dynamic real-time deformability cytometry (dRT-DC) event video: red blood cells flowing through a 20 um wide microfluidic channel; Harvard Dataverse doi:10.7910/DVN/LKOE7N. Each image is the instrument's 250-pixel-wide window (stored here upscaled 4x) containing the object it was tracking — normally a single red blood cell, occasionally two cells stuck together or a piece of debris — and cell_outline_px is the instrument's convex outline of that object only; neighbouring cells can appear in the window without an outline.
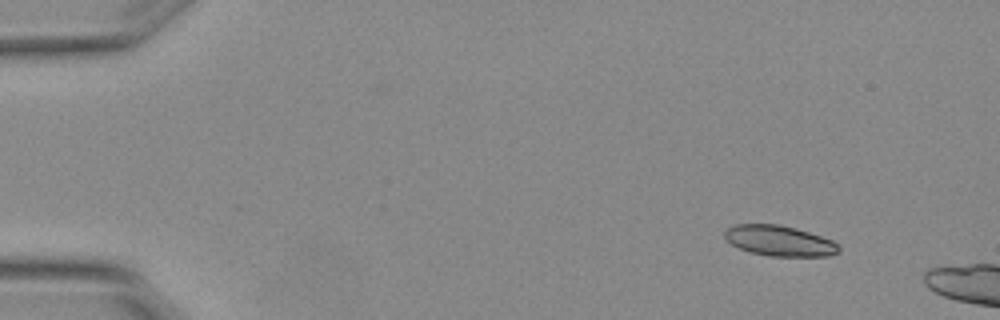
{"species": "Egyptian fruit bat (a non-hibernating species)", "species_latin": "Rousettus aegyptiacus", "temperature_condition": "warm", "stored_images_in_passage": 3, "camera_frame_rate_fps": 3000, "um_per_image_px": 0.085, "animal": {"sex": "female"}, "frame": {"image": 1, "passage_image": 1, "time_ms": 0.0, "image_size_px": [1000, 320], "cell_outline_px": [[840, 252], [828, 256], [772, 256], [752, 252], [740, 248], [724, 240], [724, 232], [728, 228], [736, 224], [780, 224], [796, 228], [832, 240], [840, 248]], "centroid_in_image_um": [66.24, 20.46], "position_along_channel_um": 18.8, "area_um2": 20.17}}